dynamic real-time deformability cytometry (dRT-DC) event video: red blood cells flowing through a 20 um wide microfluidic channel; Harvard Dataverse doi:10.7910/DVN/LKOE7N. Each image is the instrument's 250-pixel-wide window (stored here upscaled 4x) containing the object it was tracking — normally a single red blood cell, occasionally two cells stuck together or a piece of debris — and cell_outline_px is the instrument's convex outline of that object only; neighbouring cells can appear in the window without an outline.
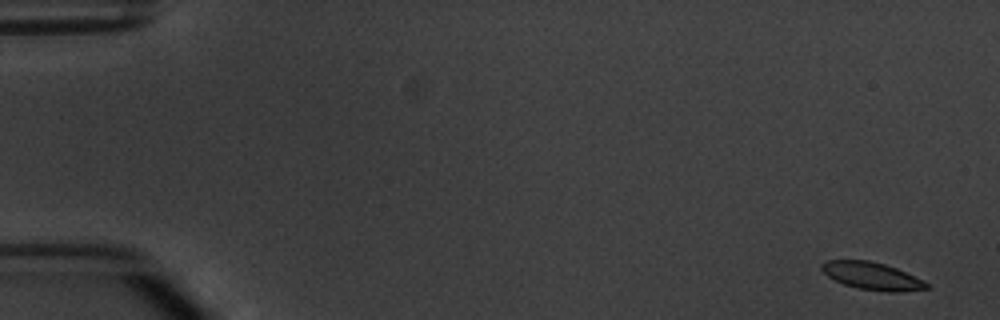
{"species": "common noctule bat (a hibernating species)", "species_latin": "Nyctalus noctula", "temperature_condition": "warm", "stored_images_in_passage": 6, "camera_frame_rate_fps": 3000, "um_per_image_px": 0.085, "animal": {"sex": "male", "body_mass_g": 20.1, "forearm_length_mm": 53.5}, "frame": {"image": 1, "passage_image": 1, "time_ms": 0.0, "image_size_px": [1000, 320], "cell_outline_px": [[928, 288], [896, 292], [888, 292], [856, 288], [844, 284], [828, 276], [820, 268], [820, 264], [828, 260], [868, 260], [884, 264], [896, 268], [924, 280], [928, 284]], "centroid_in_image_um": [74.1, 23.45], "position_along_channel_um": 10.9, "area_um2": 16.65}}